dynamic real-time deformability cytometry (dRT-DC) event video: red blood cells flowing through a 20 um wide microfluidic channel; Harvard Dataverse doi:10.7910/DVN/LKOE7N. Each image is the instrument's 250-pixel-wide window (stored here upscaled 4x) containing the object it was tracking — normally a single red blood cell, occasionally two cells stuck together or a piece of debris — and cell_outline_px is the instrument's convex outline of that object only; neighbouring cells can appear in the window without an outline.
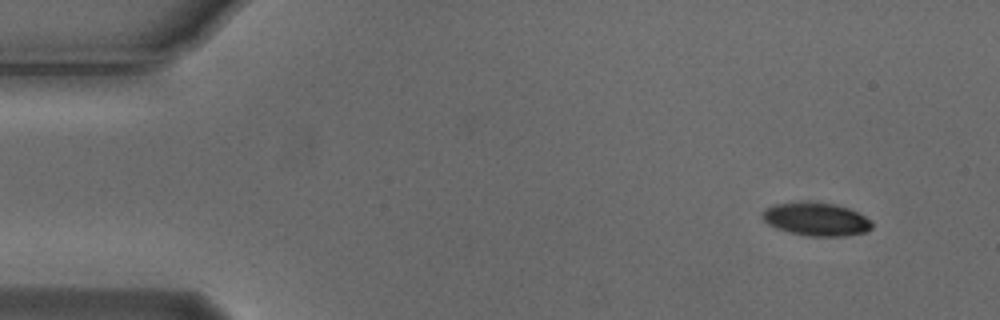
{"species": "Egyptian fruit bat (a non-hibernating species)", "species_latin": "Rousettus aegyptiacus", "temperature_condition": "cold", "stored_images_in_passage": 3, "camera_frame_rate_fps": 3000, "um_per_image_px": 0.085, "animal": {"sex": "male"}, "frame": {"image": 1, "passage_image": 1, "time_ms": 0.0, "image_size_px": [1000, 320], "cell_outline_px": [[872, 228], [864, 232], [844, 236], [808, 236], [776, 228], [768, 224], [764, 220], [764, 208], [772, 204], [800, 200], [804, 200], [836, 204], [848, 208], [872, 220]], "centroid_in_image_um": [69.36, 18.6], "position_along_channel_um": 15.6, "area_um2": 21.39}}
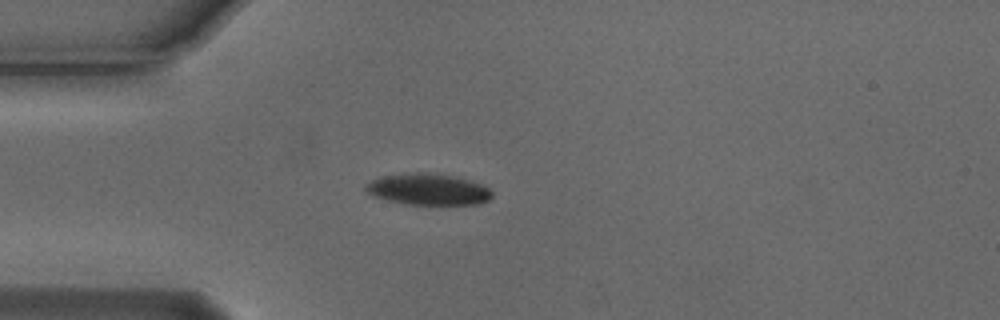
{"frame": {"image": 2, "passage_image": 3, "time_ms": 0.667, "image_size_px": [1000, 320], "cell_outline_px": [[492, 196], [488, 200], [480, 204], [404, 204], [372, 196], [364, 188], [364, 184], [380, 176], [416, 172], [428, 172], [452, 176], [468, 180], [480, 184], [488, 188], [492, 192]], "centroid_in_image_um": [36.35, 16.09], "position_along_channel_um": 48.7, "area_um2": 23.0}}